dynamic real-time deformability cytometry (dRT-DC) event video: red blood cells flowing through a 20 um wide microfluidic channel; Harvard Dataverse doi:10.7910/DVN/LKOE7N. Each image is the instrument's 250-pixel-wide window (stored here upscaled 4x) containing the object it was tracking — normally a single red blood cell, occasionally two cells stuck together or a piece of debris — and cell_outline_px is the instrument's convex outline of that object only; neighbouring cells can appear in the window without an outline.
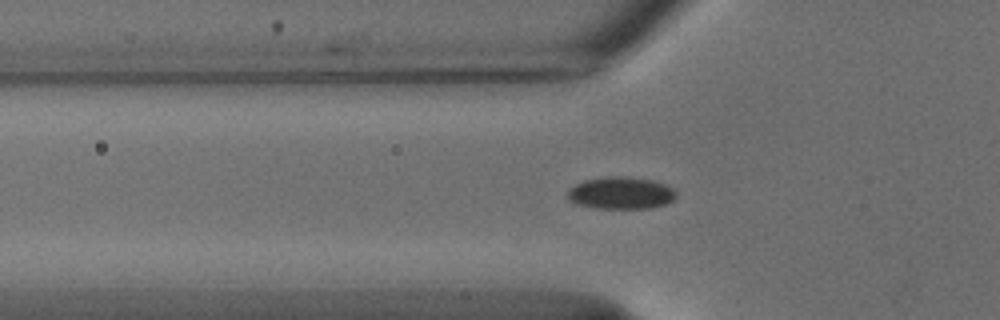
{"species": "common noctule bat (a hibernating species)", "species_latin": "Nyctalus noctula", "temperature_condition": "cold", "stored_images_in_passage": 50, "camera_frame_rate_fps": 3000, "um_per_image_px": 0.085, "animal": {"sex": "male", "body_mass_g": 18.8}, "frame": {"image": 1, "passage_image": 19, "time_ms": 6.0, "image_size_px": [1000, 320], "cell_outline_px": [[676, 196], [668, 204], [648, 208], [596, 208], [576, 204], [568, 200], [568, 188], [584, 180], [608, 176], [628, 176], [652, 180], [664, 184], [672, 188], [676, 192]], "centroid_in_image_um": [52.76, 16.4], "position_along_channel_um": 73.0, "area_um2": 20.46}}
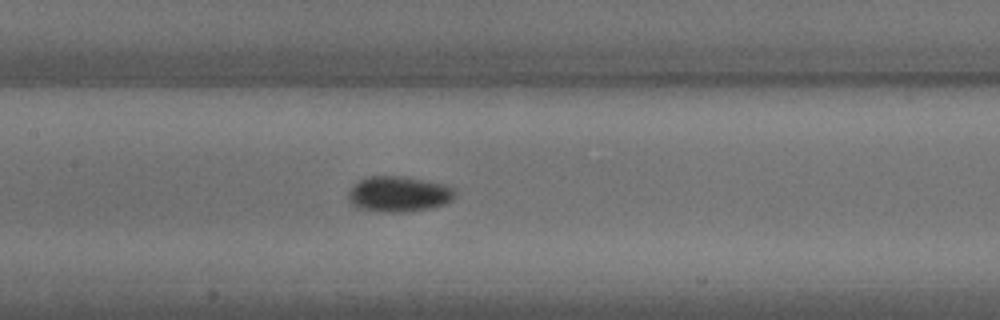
{"frame": {"image": 2, "passage_image": 27, "time_ms": 8.667, "image_size_px": [1000, 320], "cell_outline_px": [[456, 196], [452, 200], [444, 204], [428, 208], [400, 212], [380, 212], [356, 208], [348, 200], [348, 192], [352, 184], [368, 176], [404, 176], [452, 184], [456, 188]], "centroid_in_image_um": [33.92, 16.47], "position_along_channel_um": 173.5, "area_um2": 22.72}}
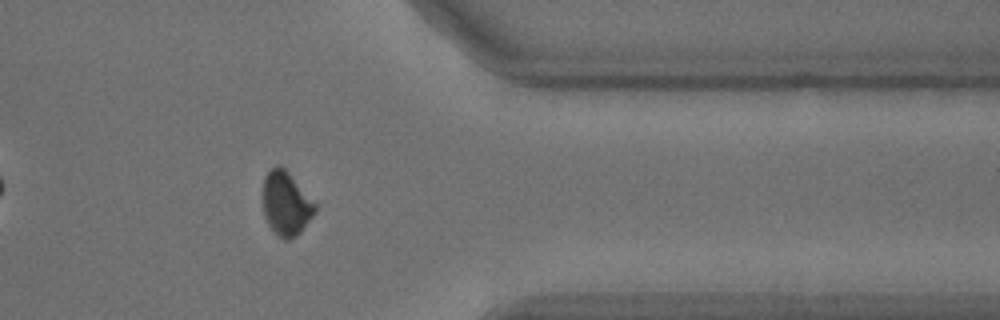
{"frame": {"image": 3, "passage_image": 45, "time_ms": 14.667, "image_size_px": [1000, 320], "cell_outline_px": [[316, 212], [300, 232], [296, 236], [288, 240], [284, 240], [268, 224], [264, 216], [264, 176], [276, 164], [280, 164], [288, 172], [316, 204]], "centroid_in_image_um": [24.32, 17.3], "position_along_channel_um": 387.1, "area_um2": 19.07}}